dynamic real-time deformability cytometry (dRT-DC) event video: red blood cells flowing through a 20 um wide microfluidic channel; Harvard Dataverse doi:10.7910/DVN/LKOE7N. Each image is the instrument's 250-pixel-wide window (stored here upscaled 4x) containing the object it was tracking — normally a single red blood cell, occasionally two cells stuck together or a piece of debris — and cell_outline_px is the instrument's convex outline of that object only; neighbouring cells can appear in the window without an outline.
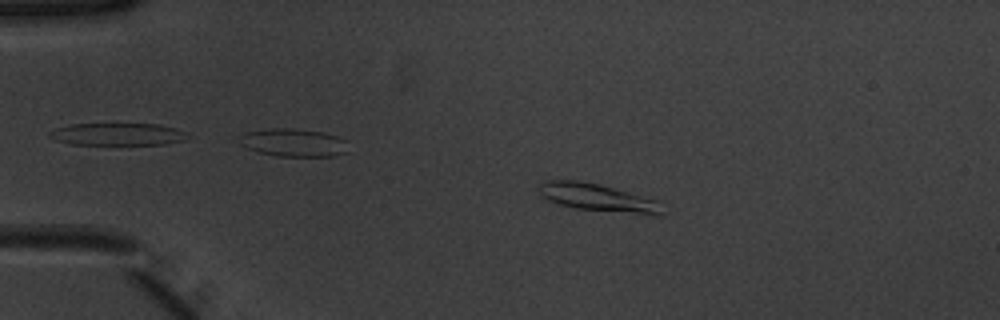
{"species": "common noctule bat (a hibernating species)", "species_latin": "Nyctalus noctula", "temperature_condition": "warm", "stored_images_in_passage": 28, "camera_frame_rate_fps": 3000, "um_per_image_px": 0.085, "animal": {"sex": "male", "body_mass_g": 20.1, "forearm_length_mm": 53.5}, "frame": {"image": 1, "passage_image": 8, "time_ms": 2.333, "image_size_px": [1000, 320], "cell_outline_px": [[664, 216], [652, 216], [576, 208], [560, 204], [548, 200], [540, 196], [540, 184], [544, 180], [580, 180], [600, 184], [664, 200]], "centroid_in_image_um": [51.01, 16.81], "position_along_channel_um": 34.0, "area_um2": 20.75}}
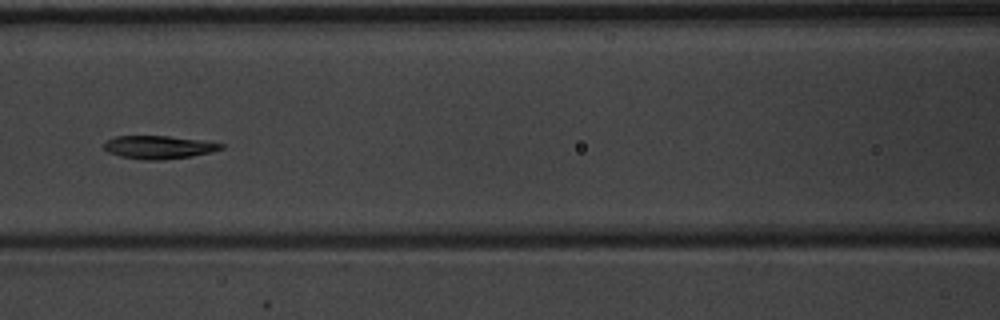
{"frame": {"image": 2, "passage_image": 21, "time_ms": 6.667, "image_size_px": [1000, 320], "cell_outline_px": [[224, 148], [212, 152], [192, 156], [160, 160], [144, 160], [120, 156], [108, 152], [104, 148], [104, 144], [108, 140], [116, 136], [168, 136], [224, 144]], "centroid_in_image_um": [13.48, 12.52], "position_along_channel_um": 153.1, "area_um2": 15.55}}
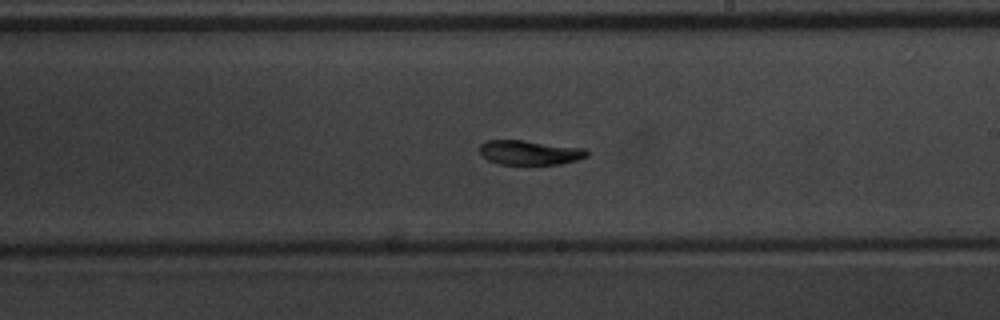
{"frame": {"image": 3, "passage_image": 28, "time_ms": 9.0, "image_size_px": [1000, 320], "cell_outline_px": [[588, 156], [576, 160], [560, 164], [500, 164], [488, 160], [480, 152], [480, 144], [488, 140], [524, 140], [584, 148], [588, 152]], "centroid_in_image_um": [45.03, 12.96], "position_along_channel_um": 244.0, "area_um2": 15.2}}